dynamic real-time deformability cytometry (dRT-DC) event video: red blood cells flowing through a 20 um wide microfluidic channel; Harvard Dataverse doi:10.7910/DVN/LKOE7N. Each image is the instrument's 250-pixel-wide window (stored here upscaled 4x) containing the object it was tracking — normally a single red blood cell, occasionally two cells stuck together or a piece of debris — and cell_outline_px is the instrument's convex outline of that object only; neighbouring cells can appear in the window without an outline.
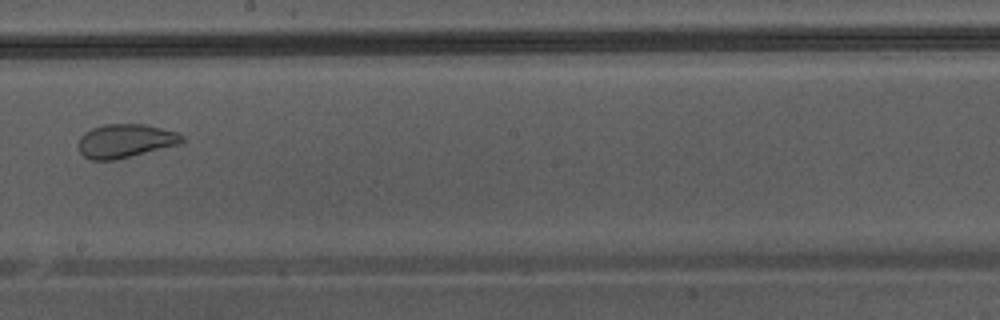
{"species": "Egyptian fruit bat (a non-hibernating species)", "species_latin": "Rousettus aegyptiacus", "temperature_condition": "warm", "stored_images_in_passage": 42, "camera_frame_rate_fps": 3000, "um_per_image_px": 0.085, "animal": {"sex": "male"}, "frame": {"image": 1, "passage_image": 24, "time_ms": 7.667, "image_size_px": [1000, 320], "cell_outline_px": [[184, 140], [180, 144], [116, 160], [92, 160], [84, 156], [80, 152], [80, 136], [84, 132], [92, 128], [104, 124], [144, 124], [176, 132], [184, 136]], "centroid_in_image_um": [10.66, 11.98], "position_along_channel_um": 237.5, "area_um2": 20.23}}